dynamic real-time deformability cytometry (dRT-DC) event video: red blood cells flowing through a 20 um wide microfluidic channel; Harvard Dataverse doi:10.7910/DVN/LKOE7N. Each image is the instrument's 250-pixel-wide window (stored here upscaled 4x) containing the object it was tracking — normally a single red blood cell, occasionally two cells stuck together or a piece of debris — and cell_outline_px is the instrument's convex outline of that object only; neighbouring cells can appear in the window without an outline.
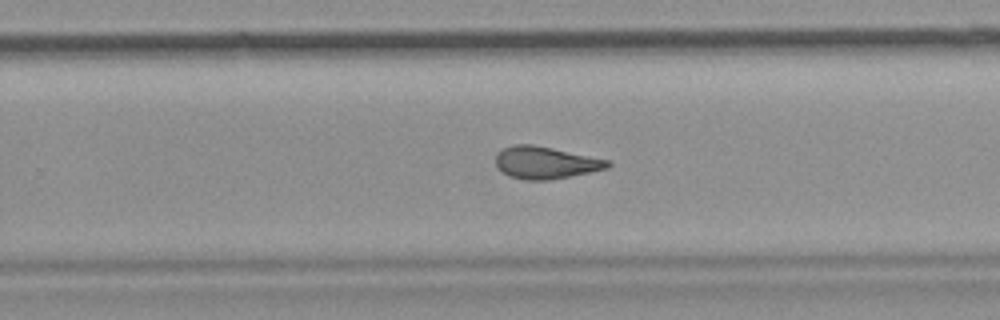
{"species": "common noctule bat (a hibernating species)", "species_latin": "Nyctalus noctula", "temperature_condition": "room temperature", "stored_images_in_passage": 29, "camera_frame_rate_fps": 3000, "um_per_image_px": 0.085, "animal": {"sex": "female", "body_mass_g": 19.9}, "frame": {"image": 1, "passage_image": 21, "time_ms": 6.667, "image_size_px": [1000, 320], "cell_outline_px": [[612, 164], [608, 168], [572, 176], [548, 180], [524, 180], [508, 176], [496, 168], [496, 152], [504, 148], [516, 144], [532, 144], [612, 160]], "centroid_in_image_um": [46.37, 13.83], "position_along_channel_um": 283.4, "area_um2": 21.27}}